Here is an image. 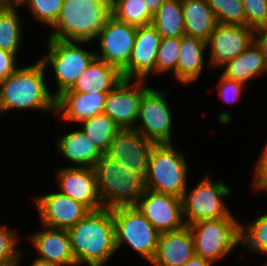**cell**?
I'll list each match as a JSON object with an SVG mask.
<instances>
[{
  "label": "cell",
  "instance_id": "obj_2",
  "mask_svg": "<svg viewBox=\"0 0 267 266\" xmlns=\"http://www.w3.org/2000/svg\"><path fill=\"white\" fill-rule=\"evenodd\" d=\"M67 231L77 266H107L117 253L112 208L90 211Z\"/></svg>",
  "mask_w": 267,
  "mask_h": 266
},
{
  "label": "cell",
  "instance_id": "obj_16",
  "mask_svg": "<svg viewBox=\"0 0 267 266\" xmlns=\"http://www.w3.org/2000/svg\"><path fill=\"white\" fill-rule=\"evenodd\" d=\"M154 145L139 131L123 129L115 135L105 155L145 178Z\"/></svg>",
  "mask_w": 267,
  "mask_h": 266
},
{
  "label": "cell",
  "instance_id": "obj_8",
  "mask_svg": "<svg viewBox=\"0 0 267 266\" xmlns=\"http://www.w3.org/2000/svg\"><path fill=\"white\" fill-rule=\"evenodd\" d=\"M115 247L117 252L129 246L142 259L154 258L160 233L135 205L112 208Z\"/></svg>",
  "mask_w": 267,
  "mask_h": 266
},
{
  "label": "cell",
  "instance_id": "obj_31",
  "mask_svg": "<svg viewBox=\"0 0 267 266\" xmlns=\"http://www.w3.org/2000/svg\"><path fill=\"white\" fill-rule=\"evenodd\" d=\"M111 12L117 20L135 27L150 25L153 19L144 0H111Z\"/></svg>",
  "mask_w": 267,
  "mask_h": 266
},
{
  "label": "cell",
  "instance_id": "obj_4",
  "mask_svg": "<svg viewBox=\"0 0 267 266\" xmlns=\"http://www.w3.org/2000/svg\"><path fill=\"white\" fill-rule=\"evenodd\" d=\"M104 208L135 205L147 190L145 178L105 154L93 166Z\"/></svg>",
  "mask_w": 267,
  "mask_h": 266
},
{
  "label": "cell",
  "instance_id": "obj_20",
  "mask_svg": "<svg viewBox=\"0 0 267 266\" xmlns=\"http://www.w3.org/2000/svg\"><path fill=\"white\" fill-rule=\"evenodd\" d=\"M194 255L193 236L189 226L185 225L179 230L159 235L157 249L150 264L152 266H183Z\"/></svg>",
  "mask_w": 267,
  "mask_h": 266
},
{
  "label": "cell",
  "instance_id": "obj_45",
  "mask_svg": "<svg viewBox=\"0 0 267 266\" xmlns=\"http://www.w3.org/2000/svg\"><path fill=\"white\" fill-rule=\"evenodd\" d=\"M30 266H57V265L35 258Z\"/></svg>",
  "mask_w": 267,
  "mask_h": 266
},
{
  "label": "cell",
  "instance_id": "obj_41",
  "mask_svg": "<svg viewBox=\"0 0 267 266\" xmlns=\"http://www.w3.org/2000/svg\"><path fill=\"white\" fill-rule=\"evenodd\" d=\"M213 265L214 263H212L211 261L203 259L200 256L194 255L183 266H213Z\"/></svg>",
  "mask_w": 267,
  "mask_h": 266
},
{
  "label": "cell",
  "instance_id": "obj_22",
  "mask_svg": "<svg viewBox=\"0 0 267 266\" xmlns=\"http://www.w3.org/2000/svg\"><path fill=\"white\" fill-rule=\"evenodd\" d=\"M55 140L57 153L69 160L71 166L93 167L103 155L79 126Z\"/></svg>",
  "mask_w": 267,
  "mask_h": 266
},
{
  "label": "cell",
  "instance_id": "obj_11",
  "mask_svg": "<svg viewBox=\"0 0 267 266\" xmlns=\"http://www.w3.org/2000/svg\"><path fill=\"white\" fill-rule=\"evenodd\" d=\"M137 27L110 16L98 33L100 51H95L96 58L116 67L120 72L128 65L134 46Z\"/></svg>",
  "mask_w": 267,
  "mask_h": 266
},
{
  "label": "cell",
  "instance_id": "obj_43",
  "mask_svg": "<svg viewBox=\"0 0 267 266\" xmlns=\"http://www.w3.org/2000/svg\"><path fill=\"white\" fill-rule=\"evenodd\" d=\"M29 0H6V9H20L28 4Z\"/></svg>",
  "mask_w": 267,
  "mask_h": 266
},
{
  "label": "cell",
  "instance_id": "obj_27",
  "mask_svg": "<svg viewBox=\"0 0 267 266\" xmlns=\"http://www.w3.org/2000/svg\"><path fill=\"white\" fill-rule=\"evenodd\" d=\"M161 38H175L185 35L181 0H165L153 15L152 23Z\"/></svg>",
  "mask_w": 267,
  "mask_h": 266
},
{
  "label": "cell",
  "instance_id": "obj_30",
  "mask_svg": "<svg viewBox=\"0 0 267 266\" xmlns=\"http://www.w3.org/2000/svg\"><path fill=\"white\" fill-rule=\"evenodd\" d=\"M264 213L247 226L240 222V246H244L249 253L267 257V213Z\"/></svg>",
  "mask_w": 267,
  "mask_h": 266
},
{
  "label": "cell",
  "instance_id": "obj_23",
  "mask_svg": "<svg viewBox=\"0 0 267 266\" xmlns=\"http://www.w3.org/2000/svg\"><path fill=\"white\" fill-rule=\"evenodd\" d=\"M206 41L184 35L181 37V47L176 66V82L185 85H192L198 79L204 69L206 60Z\"/></svg>",
  "mask_w": 267,
  "mask_h": 266
},
{
  "label": "cell",
  "instance_id": "obj_29",
  "mask_svg": "<svg viewBox=\"0 0 267 266\" xmlns=\"http://www.w3.org/2000/svg\"><path fill=\"white\" fill-rule=\"evenodd\" d=\"M79 127L103 154L107 152L115 135L121 130L105 113L84 120Z\"/></svg>",
  "mask_w": 267,
  "mask_h": 266
},
{
  "label": "cell",
  "instance_id": "obj_37",
  "mask_svg": "<svg viewBox=\"0 0 267 266\" xmlns=\"http://www.w3.org/2000/svg\"><path fill=\"white\" fill-rule=\"evenodd\" d=\"M219 74V82L216 85L220 99L227 104H233L239 101L242 97L241 95L245 91L244 88L247 86L235 80L229 79L221 73Z\"/></svg>",
  "mask_w": 267,
  "mask_h": 266
},
{
  "label": "cell",
  "instance_id": "obj_46",
  "mask_svg": "<svg viewBox=\"0 0 267 266\" xmlns=\"http://www.w3.org/2000/svg\"><path fill=\"white\" fill-rule=\"evenodd\" d=\"M0 9H6V0H0Z\"/></svg>",
  "mask_w": 267,
  "mask_h": 266
},
{
  "label": "cell",
  "instance_id": "obj_10",
  "mask_svg": "<svg viewBox=\"0 0 267 266\" xmlns=\"http://www.w3.org/2000/svg\"><path fill=\"white\" fill-rule=\"evenodd\" d=\"M167 90L151 85L143 92L135 130L155 144H174L173 112Z\"/></svg>",
  "mask_w": 267,
  "mask_h": 266
},
{
  "label": "cell",
  "instance_id": "obj_28",
  "mask_svg": "<svg viewBox=\"0 0 267 266\" xmlns=\"http://www.w3.org/2000/svg\"><path fill=\"white\" fill-rule=\"evenodd\" d=\"M19 12V9H0V48L17 57L26 30Z\"/></svg>",
  "mask_w": 267,
  "mask_h": 266
},
{
  "label": "cell",
  "instance_id": "obj_19",
  "mask_svg": "<svg viewBox=\"0 0 267 266\" xmlns=\"http://www.w3.org/2000/svg\"><path fill=\"white\" fill-rule=\"evenodd\" d=\"M41 229L27 236L33 246L37 259L57 266H77L72 253L70 236L66 229L49 228L40 225Z\"/></svg>",
  "mask_w": 267,
  "mask_h": 266
},
{
  "label": "cell",
  "instance_id": "obj_35",
  "mask_svg": "<svg viewBox=\"0 0 267 266\" xmlns=\"http://www.w3.org/2000/svg\"><path fill=\"white\" fill-rule=\"evenodd\" d=\"M64 0H29L26 9L31 17L41 25L51 28L58 16Z\"/></svg>",
  "mask_w": 267,
  "mask_h": 266
},
{
  "label": "cell",
  "instance_id": "obj_25",
  "mask_svg": "<svg viewBox=\"0 0 267 266\" xmlns=\"http://www.w3.org/2000/svg\"><path fill=\"white\" fill-rule=\"evenodd\" d=\"M123 79L121 72L105 61L95 58L76 80L74 85L64 92L101 93L109 92Z\"/></svg>",
  "mask_w": 267,
  "mask_h": 266
},
{
  "label": "cell",
  "instance_id": "obj_21",
  "mask_svg": "<svg viewBox=\"0 0 267 266\" xmlns=\"http://www.w3.org/2000/svg\"><path fill=\"white\" fill-rule=\"evenodd\" d=\"M108 92L78 93L62 92L56 97L55 115H60L64 122L80 124L97 114L103 113Z\"/></svg>",
  "mask_w": 267,
  "mask_h": 266
},
{
  "label": "cell",
  "instance_id": "obj_33",
  "mask_svg": "<svg viewBox=\"0 0 267 266\" xmlns=\"http://www.w3.org/2000/svg\"><path fill=\"white\" fill-rule=\"evenodd\" d=\"M181 47V37L161 38L155 64V76L171 74L176 80V66Z\"/></svg>",
  "mask_w": 267,
  "mask_h": 266
},
{
  "label": "cell",
  "instance_id": "obj_5",
  "mask_svg": "<svg viewBox=\"0 0 267 266\" xmlns=\"http://www.w3.org/2000/svg\"><path fill=\"white\" fill-rule=\"evenodd\" d=\"M175 144H155L145 177L147 190L182 198L188 188V161Z\"/></svg>",
  "mask_w": 267,
  "mask_h": 266
},
{
  "label": "cell",
  "instance_id": "obj_34",
  "mask_svg": "<svg viewBox=\"0 0 267 266\" xmlns=\"http://www.w3.org/2000/svg\"><path fill=\"white\" fill-rule=\"evenodd\" d=\"M217 23L246 26L242 0H206Z\"/></svg>",
  "mask_w": 267,
  "mask_h": 266
},
{
  "label": "cell",
  "instance_id": "obj_18",
  "mask_svg": "<svg viewBox=\"0 0 267 266\" xmlns=\"http://www.w3.org/2000/svg\"><path fill=\"white\" fill-rule=\"evenodd\" d=\"M161 35L150 24L137 27L128 65L121 71L123 79L148 80L155 76V64Z\"/></svg>",
  "mask_w": 267,
  "mask_h": 266
},
{
  "label": "cell",
  "instance_id": "obj_12",
  "mask_svg": "<svg viewBox=\"0 0 267 266\" xmlns=\"http://www.w3.org/2000/svg\"><path fill=\"white\" fill-rule=\"evenodd\" d=\"M254 42V29L248 26L217 23L206 41L208 69H220L235 59ZM209 49V51H208Z\"/></svg>",
  "mask_w": 267,
  "mask_h": 266
},
{
  "label": "cell",
  "instance_id": "obj_32",
  "mask_svg": "<svg viewBox=\"0 0 267 266\" xmlns=\"http://www.w3.org/2000/svg\"><path fill=\"white\" fill-rule=\"evenodd\" d=\"M10 228L0 225V266H21L25 252L18 245V230Z\"/></svg>",
  "mask_w": 267,
  "mask_h": 266
},
{
  "label": "cell",
  "instance_id": "obj_1",
  "mask_svg": "<svg viewBox=\"0 0 267 266\" xmlns=\"http://www.w3.org/2000/svg\"><path fill=\"white\" fill-rule=\"evenodd\" d=\"M0 81V116L8 111L38 110L56 112V97L48 86L46 68L41 59ZM47 73V74H46Z\"/></svg>",
  "mask_w": 267,
  "mask_h": 266
},
{
  "label": "cell",
  "instance_id": "obj_15",
  "mask_svg": "<svg viewBox=\"0 0 267 266\" xmlns=\"http://www.w3.org/2000/svg\"><path fill=\"white\" fill-rule=\"evenodd\" d=\"M135 206L160 234L179 230L186 225L182 200L176 196L146 190Z\"/></svg>",
  "mask_w": 267,
  "mask_h": 266
},
{
  "label": "cell",
  "instance_id": "obj_14",
  "mask_svg": "<svg viewBox=\"0 0 267 266\" xmlns=\"http://www.w3.org/2000/svg\"><path fill=\"white\" fill-rule=\"evenodd\" d=\"M32 202L38 210L40 224L49 228L68 230L91 211L83 203L57 190L45 195L38 194L34 196Z\"/></svg>",
  "mask_w": 267,
  "mask_h": 266
},
{
  "label": "cell",
  "instance_id": "obj_36",
  "mask_svg": "<svg viewBox=\"0 0 267 266\" xmlns=\"http://www.w3.org/2000/svg\"><path fill=\"white\" fill-rule=\"evenodd\" d=\"M246 26L256 29L267 24V0H242Z\"/></svg>",
  "mask_w": 267,
  "mask_h": 266
},
{
  "label": "cell",
  "instance_id": "obj_24",
  "mask_svg": "<svg viewBox=\"0 0 267 266\" xmlns=\"http://www.w3.org/2000/svg\"><path fill=\"white\" fill-rule=\"evenodd\" d=\"M220 69L223 76L248 86L252 79L267 73V56L254 41L243 53L226 62Z\"/></svg>",
  "mask_w": 267,
  "mask_h": 266
},
{
  "label": "cell",
  "instance_id": "obj_38",
  "mask_svg": "<svg viewBox=\"0 0 267 266\" xmlns=\"http://www.w3.org/2000/svg\"><path fill=\"white\" fill-rule=\"evenodd\" d=\"M17 58L15 54L0 48V81L15 72L19 63L16 62L18 60Z\"/></svg>",
  "mask_w": 267,
  "mask_h": 266
},
{
  "label": "cell",
  "instance_id": "obj_44",
  "mask_svg": "<svg viewBox=\"0 0 267 266\" xmlns=\"http://www.w3.org/2000/svg\"><path fill=\"white\" fill-rule=\"evenodd\" d=\"M255 164H267V143L263 147L261 155H259V158L257 159V162Z\"/></svg>",
  "mask_w": 267,
  "mask_h": 266
},
{
  "label": "cell",
  "instance_id": "obj_17",
  "mask_svg": "<svg viewBox=\"0 0 267 266\" xmlns=\"http://www.w3.org/2000/svg\"><path fill=\"white\" fill-rule=\"evenodd\" d=\"M55 173L57 190L86 205L91 211L103 207L93 167L63 166Z\"/></svg>",
  "mask_w": 267,
  "mask_h": 266
},
{
  "label": "cell",
  "instance_id": "obj_39",
  "mask_svg": "<svg viewBox=\"0 0 267 266\" xmlns=\"http://www.w3.org/2000/svg\"><path fill=\"white\" fill-rule=\"evenodd\" d=\"M255 170L253 175V184L254 190L267 192V164H254Z\"/></svg>",
  "mask_w": 267,
  "mask_h": 266
},
{
  "label": "cell",
  "instance_id": "obj_3",
  "mask_svg": "<svg viewBox=\"0 0 267 266\" xmlns=\"http://www.w3.org/2000/svg\"><path fill=\"white\" fill-rule=\"evenodd\" d=\"M111 15V0H64L48 38L91 43Z\"/></svg>",
  "mask_w": 267,
  "mask_h": 266
},
{
  "label": "cell",
  "instance_id": "obj_42",
  "mask_svg": "<svg viewBox=\"0 0 267 266\" xmlns=\"http://www.w3.org/2000/svg\"><path fill=\"white\" fill-rule=\"evenodd\" d=\"M144 2L149 12L154 15L165 2V0H144Z\"/></svg>",
  "mask_w": 267,
  "mask_h": 266
},
{
  "label": "cell",
  "instance_id": "obj_9",
  "mask_svg": "<svg viewBox=\"0 0 267 266\" xmlns=\"http://www.w3.org/2000/svg\"><path fill=\"white\" fill-rule=\"evenodd\" d=\"M195 255L216 263L232 254L240 245V221L237 217L203 220L189 224Z\"/></svg>",
  "mask_w": 267,
  "mask_h": 266
},
{
  "label": "cell",
  "instance_id": "obj_7",
  "mask_svg": "<svg viewBox=\"0 0 267 266\" xmlns=\"http://www.w3.org/2000/svg\"><path fill=\"white\" fill-rule=\"evenodd\" d=\"M229 196H232L229 185L222 179L214 181L209 175H205L191 190L186 188L183 193L181 200L185 224L235 217L224 202Z\"/></svg>",
  "mask_w": 267,
  "mask_h": 266
},
{
  "label": "cell",
  "instance_id": "obj_40",
  "mask_svg": "<svg viewBox=\"0 0 267 266\" xmlns=\"http://www.w3.org/2000/svg\"><path fill=\"white\" fill-rule=\"evenodd\" d=\"M254 41L267 56V24L254 29Z\"/></svg>",
  "mask_w": 267,
  "mask_h": 266
},
{
  "label": "cell",
  "instance_id": "obj_26",
  "mask_svg": "<svg viewBox=\"0 0 267 266\" xmlns=\"http://www.w3.org/2000/svg\"><path fill=\"white\" fill-rule=\"evenodd\" d=\"M185 35L207 41L217 20L206 0H181Z\"/></svg>",
  "mask_w": 267,
  "mask_h": 266
},
{
  "label": "cell",
  "instance_id": "obj_13",
  "mask_svg": "<svg viewBox=\"0 0 267 266\" xmlns=\"http://www.w3.org/2000/svg\"><path fill=\"white\" fill-rule=\"evenodd\" d=\"M134 82V83H133ZM146 80L122 79L107 93L103 113L121 129H135Z\"/></svg>",
  "mask_w": 267,
  "mask_h": 266
},
{
  "label": "cell",
  "instance_id": "obj_6",
  "mask_svg": "<svg viewBox=\"0 0 267 266\" xmlns=\"http://www.w3.org/2000/svg\"><path fill=\"white\" fill-rule=\"evenodd\" d=\"M47 53L40 57L46 69H53V76L57 84L55 97L69 90L80 75L96 58L94 51H88L80 45L87 41H67L61 39H47ZM50 67V68H48Z\"/></svg>",
  "mask_w": 267,
  "mask_h": 266
},
{
  "label": "cell",
  "instance_id": "obj_47",
  "mask_svg": "<svg viewBox=\"0 0 267 266\" xmlns=\"http://www.w3.org/2000/svg\"><path fill=\"white\" fill-rule=\"evenodd\" d=\"M262 266H267V261H265L264 264H262Z\"/></svg>",
  "mask_w": 267,
  "mask_h": 266
}]
</instances>
